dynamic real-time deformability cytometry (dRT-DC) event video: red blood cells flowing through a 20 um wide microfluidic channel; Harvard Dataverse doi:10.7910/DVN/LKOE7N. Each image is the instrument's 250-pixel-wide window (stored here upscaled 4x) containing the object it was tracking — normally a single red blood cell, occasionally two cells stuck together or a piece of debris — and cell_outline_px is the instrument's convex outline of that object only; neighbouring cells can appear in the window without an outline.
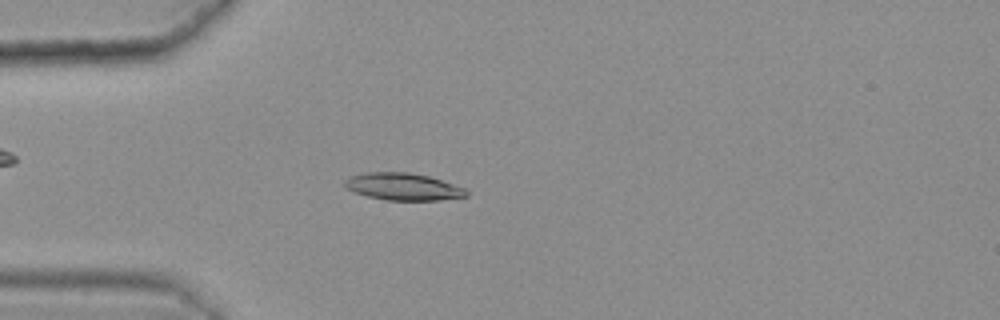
{"species": "common noctule bat (a hibernating species)", "species_latin": "Nyctalus noctula", "temperature_condition": "warm", "stored_images_in_passage": 36, "camera_frame_rate_fps": 3000, "um_per_image_px": 0.085, "animal": {"sex": "female", "body_mass_g": 25.1}, "frame": {"image": 1, "passage_image": 4, "time_ms": 1.0, "image_size_px": [1000, 320], "cell_outline_px": [[468, 196], [440, 200], [388, 200], [368, 196], [344, 188], [344, 180], [348, 176], [368, 172], [408, 172], [428, 176], [464, 188], [468, 192]], "centroid_in_image_um": [34.23, 15.86], "position_along_channel_um": 50.8, "area_um2": 19.13}}
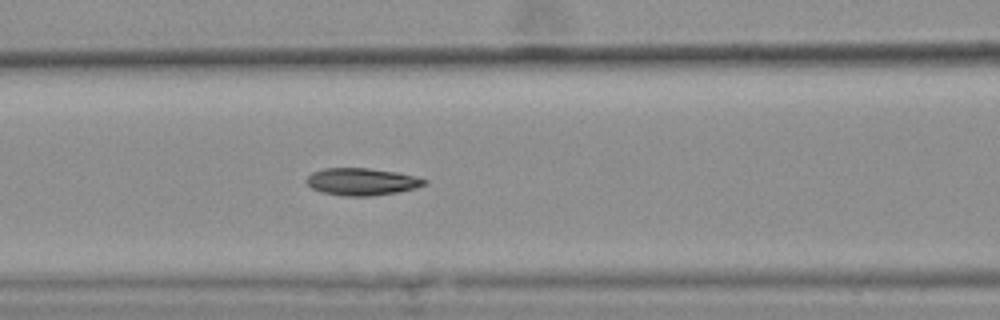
{"frame": {"image": 2, "passage_image": 12, "time_ms": 3.667, "image_size_px": [1000, 320], "cell_outline_px": [[428, 180], [424, 184], [416, 188], [396, 192], [372, 196], [344, 196], [320, 192], [312, 188], [304, 180], [312, 172], [324, 168], [368, 168], [396, 172], [416, 176]], "centroid_in_image_um": [30.72, 15.44], "position_along_channel_um": 135.9, "area_um2": 18.73}}
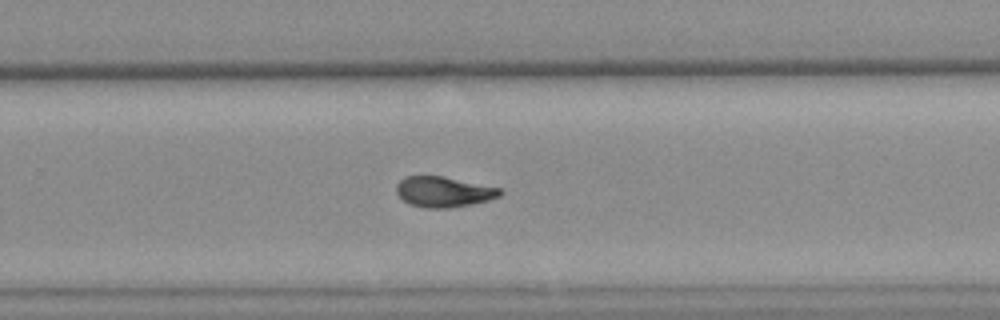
{"frame": {"image": 3, "passage_image": 25, "time_ms": 8.0, "image_size_px": [1000, 320], "cell_outline_px": [[504, 192], [500, 196], [488, 200], [472, 204], [448, 208], [424, 208], [408, 204], [396, 192], [396, 184], [404, 176], [444, 176], [500, 188]], "centroid_in_image_um": [37.7, 16.3], "position_along_channel_um": 292.1, "area_um2": 18.5}, "authors_computed_cell_mechanics": {"area_um2": 18.8139, "velocity_mm_per_s": 3.6181, "shape_relaxation_time_tau1_ms": 6.7567, "shape_relaxation_time_tau2_ms": 2.9331, "deformation_change_tau1": 0.1958, "deformation_change_tau2": 0.0676}}